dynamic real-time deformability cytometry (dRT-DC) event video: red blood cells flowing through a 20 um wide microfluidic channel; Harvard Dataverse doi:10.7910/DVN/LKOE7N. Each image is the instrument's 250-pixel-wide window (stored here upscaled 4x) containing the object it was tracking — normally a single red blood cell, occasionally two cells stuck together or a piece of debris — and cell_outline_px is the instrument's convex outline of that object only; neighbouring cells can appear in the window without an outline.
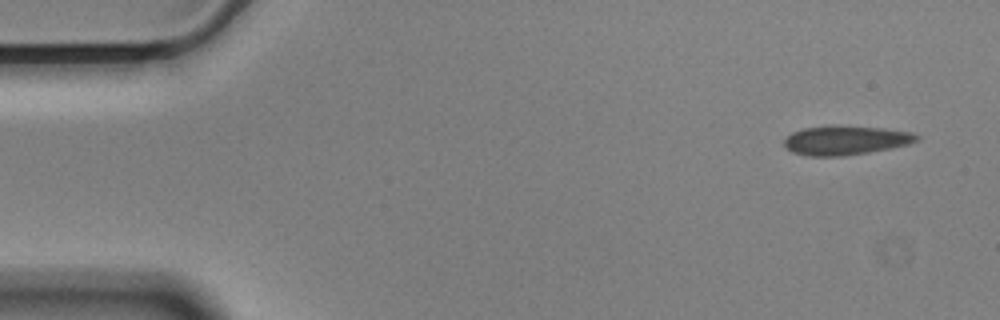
{"species": "Egyptian fruit bat (a non-hibernating species)", "species_latin": "Rousettus aegyptiacus", "temperature_condition": "cold", "stored_images_in_passage": 13, "camera_frame_rate_fps": 3000, "um_per_image_px": 0.085, "animal": {"sex": "male"}, "frame": {"image": 1, "passage_image": 1, "time_ms": 0.0, "image_size_px": [1000, 320], "cell_outline_px": [[920, 140], [908, 144], [892, 148], [844, 156], [808, 156], [792, 152], [784, 144], [784, 140], [792, 132], [804, 128], [828, 124], [836, 124], [884, 128], [912, 132], [920, 136]], "centroid_in_image_um": [71.9, 11.9], "position_along_channel_um": 13.1, "area_um2": 22.95}}
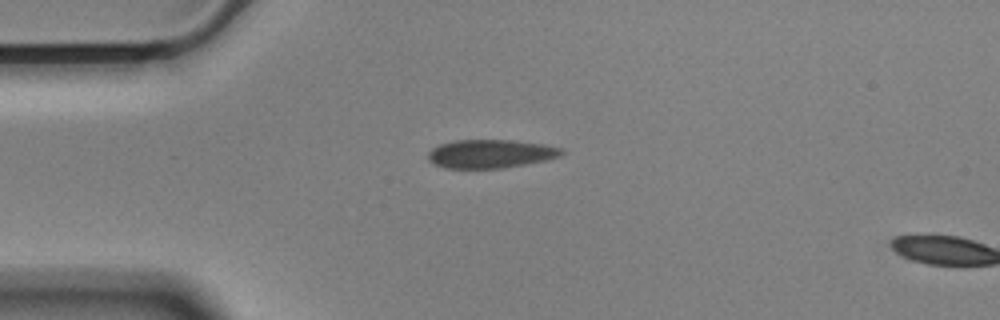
{"frame": {"image": 2, "passage_image": 11, "time_ms": 3.333, "image_size_px": [1000, 320], "cell_outline_px": [[564, 152], [560, 156], [548, 160], [504, 168], [444, 168], [428, 160], [428, 152], [432, 148], [440, 144], [456, 140], [512, 140], [544, 144], [564, 148]], "centroid_in_image_um": [41.73, 13.07], "position_along_channel_um": 43.3, "area_um2": 22.31}}